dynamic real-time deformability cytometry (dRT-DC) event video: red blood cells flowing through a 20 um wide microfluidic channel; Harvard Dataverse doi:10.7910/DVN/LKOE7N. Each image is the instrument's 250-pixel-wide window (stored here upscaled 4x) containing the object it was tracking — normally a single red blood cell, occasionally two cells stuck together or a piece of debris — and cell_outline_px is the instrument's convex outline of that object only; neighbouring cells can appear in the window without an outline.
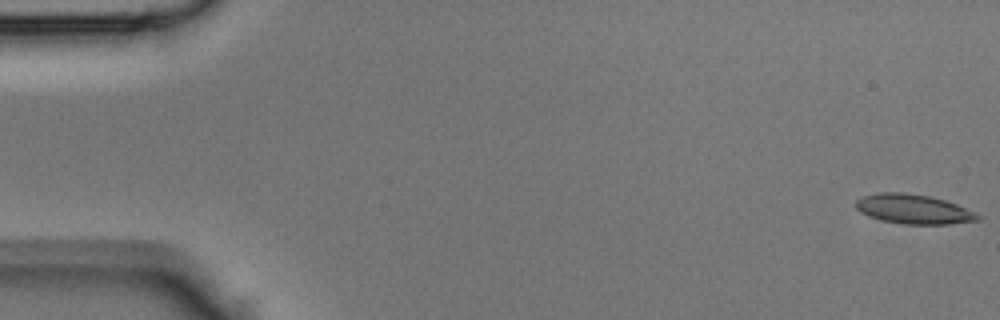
{"species": "Egyptian fruit bat (a non-hibernating species)", "species_latin": "Rousettus aegyptiacus", "temperature_condition": "room temperature", "stored_images_in_passage": 13, "camera_frame_rate_fps": 3000, "um_per_image_px": 0.085, "animal": {"sex": "male"}, "frame": {"image": 1, "passage_image": 1, "time_ms": 0.0, "image_size_px": [1000, 320], "cell_outline_px": [[984, 216], [980, 220], [948, 224], [904, 224], [880, 220], [868, 216], [860, 212], [856, 208], [856, 200], [860, 196], [876, 192], [904, 192], [928, 196], [944, 200], [956, 204], [976, 212]], "centroid_in_image_um": [77.64, 17.77], "position_along_channel_um": 7.4, "area_um2": 21.21}}
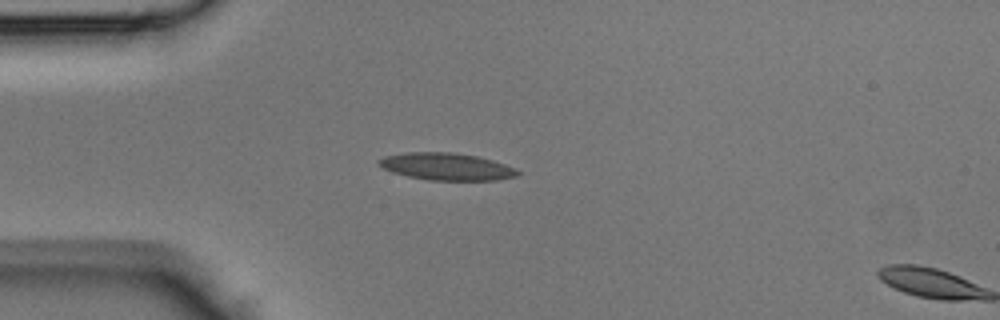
{"frame": {"image": 2, "passage_image": 12, "time_ms": 3.667, "image_size_px": [1000, 320], "cell_outline_px": [[520, 172], [516, 176], [496, 180], [428, 180], [408, 176], [392, 172], [384, 168], [376, 160], [384, 156], [404, 152], [452, 152], [476, 156], [492, 160], [516, 168]], "centroid_in_image_um": [37.94, 14.15], "position_along_channel_um": 47.1, "area_um2": 21.91}}